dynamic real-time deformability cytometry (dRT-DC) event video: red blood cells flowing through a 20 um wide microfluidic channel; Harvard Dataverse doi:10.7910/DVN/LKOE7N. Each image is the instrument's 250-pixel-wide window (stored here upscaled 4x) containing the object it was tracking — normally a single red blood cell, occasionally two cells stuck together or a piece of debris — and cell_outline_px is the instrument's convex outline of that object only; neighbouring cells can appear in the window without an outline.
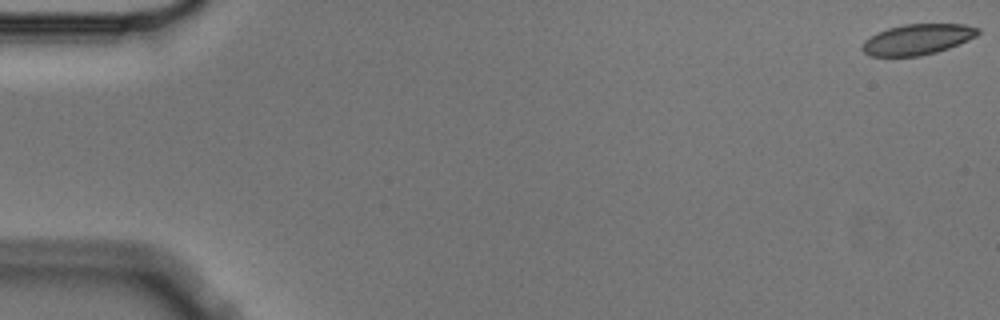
{"species": "Egyptian fruit bat (a non-hibernating species)", "species_latin": "Rousettus aegyptiacus", "temperature_condition": "cold", "stored_images_in_passage": 7, "camera_frame_rate_fps": 3000, "um_per_image_px": 0.085, "animal": {"sex": "male"}, "frame": {"image": 1, "passage_image": 1, "time_ms": 0.0, "image_size_px": [1000, 320], "cell_outline_px": [[980, 32], [976, 36], [968, 40], [948, 48], [936, 52], [920, 56], [872, 56], [864, 52], [860, 48], [864, 40], [876, 32], [888, 28], [904, 24], [964, 24], [980, 28]], "centroid_in_image_um": [77.97, 3.34], "position_along_channel_um": 7.0, "area_um2": 20.69}}
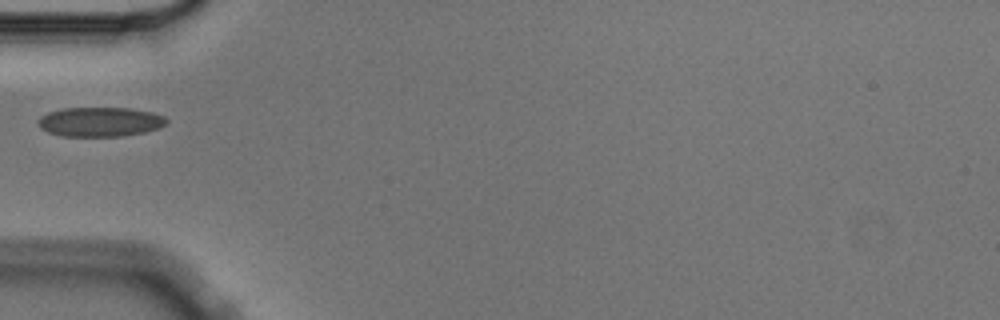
{"frame": {"image": 2, "passage_image": 6, "time_ms": 1.667, "image_size_px": [1000, 320], "cell_outline_px": [[168, 124], [160, 128], [144, 132], [124, 136], [60, 136], [48, 132], [40, 128], [36, 124], [36, 120], [40, 116], [48, 112], [60, 108], [132, 108], [152, 112], [164, 116], [168, 120]], "centroid_in_image_um": [8.49, 10.35], "position_along_channel_um": 76.5, "area_um2": 22.43}}
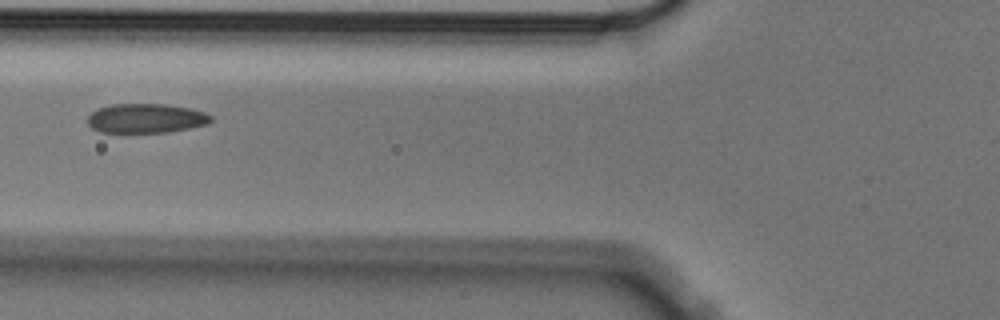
{"frame": {"image": 3, "passage_image": 7, "time_ms": 2.0, "image_size_px": [1000, 320], "cell_outline_px": [[212, 120], [208, 124], [168, 132], [100, 132], [92, 128], [88, 124], [88, 116], [92, 112], [100, 108], [112, 104], [164, 104], [188, 108], [204, 112], [212, 116]], "centroid_in_image_um": [12.41, 10.06], "position_along_channel_um": 113.4, "area_um2": 20.92}}